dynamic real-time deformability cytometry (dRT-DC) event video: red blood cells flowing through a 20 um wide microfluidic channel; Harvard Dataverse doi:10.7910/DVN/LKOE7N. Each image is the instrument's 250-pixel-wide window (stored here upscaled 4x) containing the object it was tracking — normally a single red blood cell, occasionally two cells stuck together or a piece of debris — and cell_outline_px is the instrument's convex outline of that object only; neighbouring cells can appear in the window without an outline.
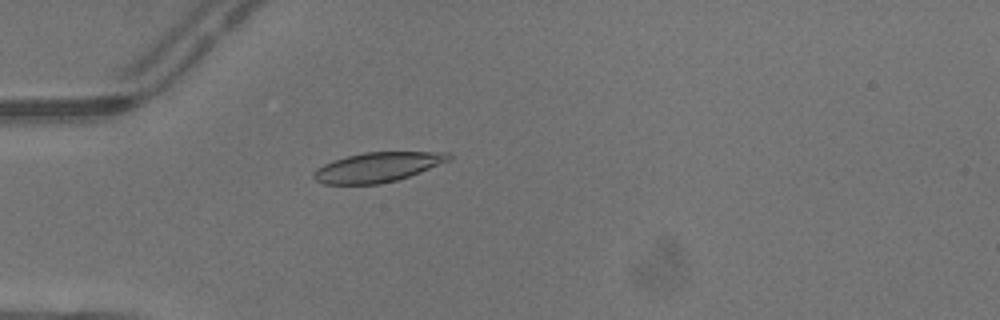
{"species": "common noctule bat (a hibernating species)", "species_latin": "Nyctalus noctula", "temperature_condition": "warm", "stored_images_in_passage": 4, "camera_frame_rate_fps": 3000, "um_per_image_px": 0.085, "animal": {"sex": "male", "body_mass_g": 13.3}, "frame": {"image": 1, "passage_image": 4, "time_ms": 1.0, "image_size_px": [1000, 320], "cell_outline_px": [[452, 156], [448, 160], [420, 172], [396, 180], [380, 184], [324, 184], [316, 180], [312, 176], [312, 172], [316, 168], [332, 160], [364, 152], [448, 152]], "centroid_in_image_um": [32.04, 14.21], "position_along_channel_um": 53.0, "area_um2": 23.18}}